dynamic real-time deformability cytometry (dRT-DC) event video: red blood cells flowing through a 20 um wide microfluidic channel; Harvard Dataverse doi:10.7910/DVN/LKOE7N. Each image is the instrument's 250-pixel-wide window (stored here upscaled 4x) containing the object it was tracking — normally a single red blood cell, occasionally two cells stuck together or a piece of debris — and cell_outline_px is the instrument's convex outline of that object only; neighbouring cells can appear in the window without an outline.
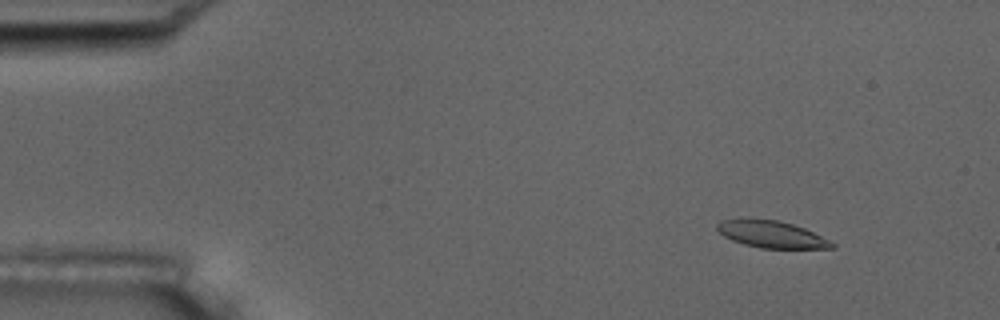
{"species": "common noctule bat (a hibernating species)", "species_latin": "Nyctalus noctula", "temperature_condition": "room temperature", "stored_images_in_passage": 4, "camera_frame_rate_fps": 3000, "um_per_image_px": 0.085, "animal": {"sex": "male", "body_mass_g": 17.5, "forearm_length_mm": 52.3}, "frame": {"image": 1, "passage_image": 2, "time_ms": 1.0, "image_size_px": [1000, 320], "cell_outline_px": [[836, 244], [832, 248], [760, 248], [744, 244], [732, 240], [724, 236], [716, 228], [716, 224], [720, 220], [740, 216], [752, 216], [776, 220], [792, 224], [804, 228]], "centroid_in_image_um": [65.46, 19.86], "position_along_channel_um": 19.5, "area_um2": 18.44}}